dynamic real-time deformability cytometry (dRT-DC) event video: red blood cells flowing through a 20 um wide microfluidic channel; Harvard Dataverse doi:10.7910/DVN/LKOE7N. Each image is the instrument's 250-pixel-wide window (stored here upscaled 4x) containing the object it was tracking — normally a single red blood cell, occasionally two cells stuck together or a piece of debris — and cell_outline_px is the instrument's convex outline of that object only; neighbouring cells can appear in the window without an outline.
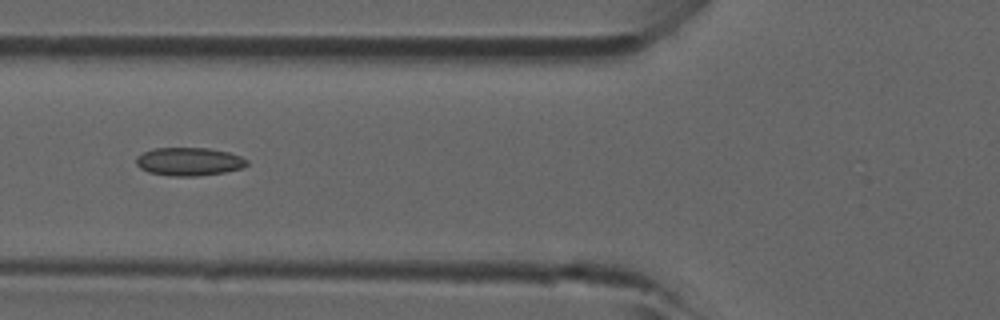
{"species": "common noctule bat (a hibernating species)", "species_latin": "Nyctalus noctula", "temperature_condition": "room temperature", "stored_images_in_passage": 32, "camera_frame_rate_fps": 3000, "um_per_image_px": 0.085, "animal": {"sex": "male", "forearm_length_mm": 52.5}, "frame": {"image": 1, "passage_image": 18, "time_ms": 5.667, "image_size_px": [1000, 320], "cell_outline_px": [[248, 164], [244, 168], [224, 172], [196, 176], [172, 176], [148, 172], [140, 168], [136, 164], [136, 156], [152, 148], [208, 148], [228, 152], [240, 156], [248, 160]], "centroid_in_image_um": [16.07, 13.73], "position_along_channel_um": 109.7, "area_um2": 18.26}}
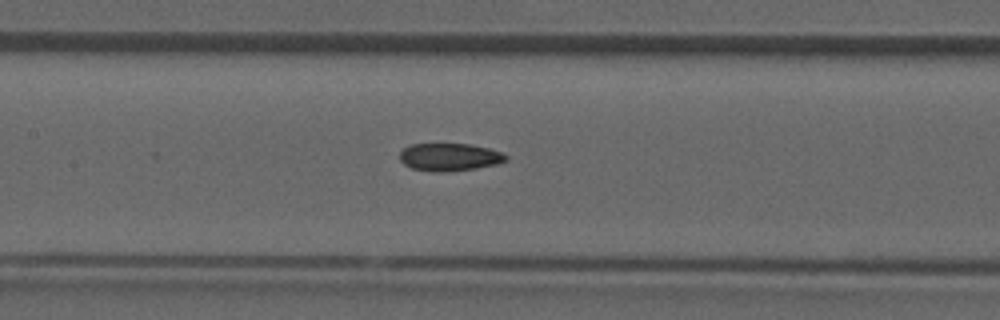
{"frame": {"image": 2, "passage_image": 22, "time_ms": 7.0, "image_size_px": [1000, 320], "cell_outline_px": [[508, 160], [496, 164], [476, 168], [448, 172], [436, 172], [412, 168], [404, 164], [400, 160], [400, 152], [404, 148], [412, 144], [468, 144], [488, 148], [504, 152], [508, 156]], "centroid_in_image_um": [38.24, 13.35], "position_along_channel_um": 169.2, "area_um2": 17.17}}